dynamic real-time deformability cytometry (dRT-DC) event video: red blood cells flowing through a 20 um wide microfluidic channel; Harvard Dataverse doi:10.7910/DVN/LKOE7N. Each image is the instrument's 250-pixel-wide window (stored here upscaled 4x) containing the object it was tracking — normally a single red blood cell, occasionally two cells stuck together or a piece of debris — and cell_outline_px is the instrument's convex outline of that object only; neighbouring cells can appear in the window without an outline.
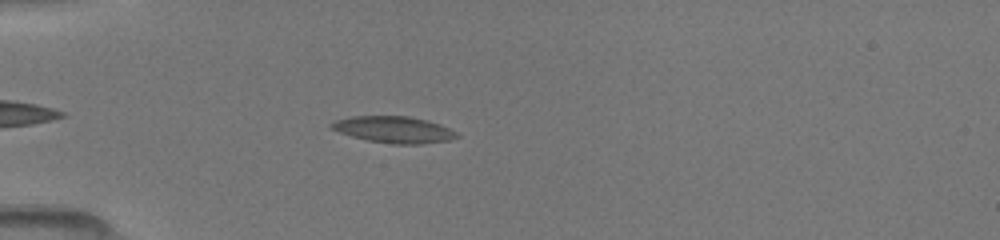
{"species": "common noctule bat (a hibernating species)", "species_latin": "Nyctalus noctula", "temperature_condition": "room temperature", "stored_images_in_passage": 41, "camera_frame_rate_fps": 3000, "um_per_image_px": 0.085, "animal": {"sex": "female", "body_mass_g": 19.5, "forearm_length_mm": 54.1}, "frame": {"image": 1, "passage_image": 7, "time_ms": 2.0, "image_size_px": [1000, 240], "cell_outline_px": [[460, 136], [448, 140], [420, 144], [392, 144], [368, 140], [352, 136], [340, 132], [332, 128], [328, 124], [336, 120], [352, 116], [408, 116], [428, 120], [440, 124], [456, 132]], "centroid_in_image_um": [33.48, 11.01], "position_along_channel_um": 51.5, "area_um2": 19.25}}
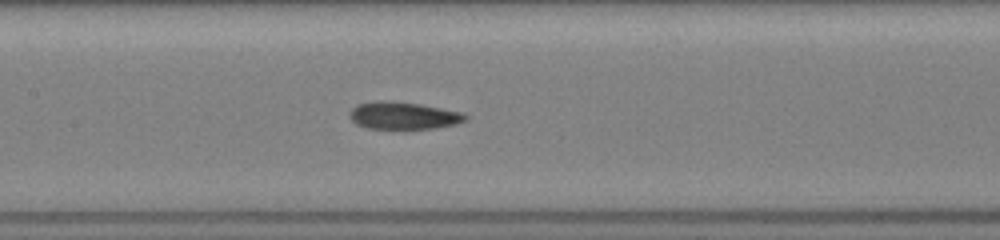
{"frame": {"image": 2, "passage_image": 17, "time_ms": 5.333, "image_size_px": [1000, 240], "cell_outline_px": [[468, 120], [456, 124], [436, 128], [404, 132], [368, 128], [356, 124], [348, 116], [348, 112], [356, 104], [376, 100], [392, 100], [420, 104], [464, 112], [468, 116]], "centroid_in_image_um": [34.28, 9.86], "position_along_channel_um": 173.1, "area_um2": 19.71}}
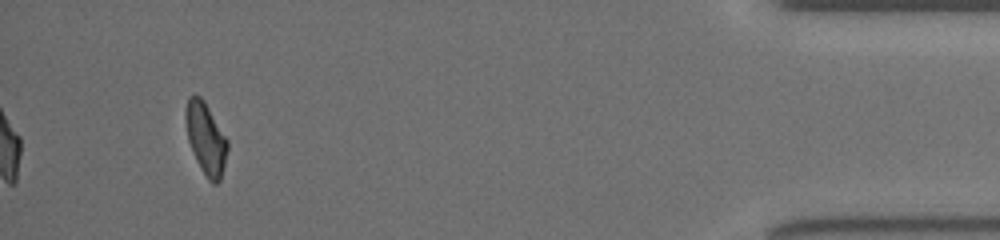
{"frame": {"image": 3, "passage_image": 38, "time_ms": 1679.333, "image_size_px": [1000, 240], "cell_outline_px": [[228, 148], [220, 180], [216, 184], [212, 184], [208, 180], [200, 168], [196, 160], [188, 140], [184, 120], [184, 112], [188, 96], [200, 96], [204, 100], [228, 140]], "centroid_in_image_um": [17.47, 11.76], "position_along_channel_um": 417.7, "area_um2": 17.57}}